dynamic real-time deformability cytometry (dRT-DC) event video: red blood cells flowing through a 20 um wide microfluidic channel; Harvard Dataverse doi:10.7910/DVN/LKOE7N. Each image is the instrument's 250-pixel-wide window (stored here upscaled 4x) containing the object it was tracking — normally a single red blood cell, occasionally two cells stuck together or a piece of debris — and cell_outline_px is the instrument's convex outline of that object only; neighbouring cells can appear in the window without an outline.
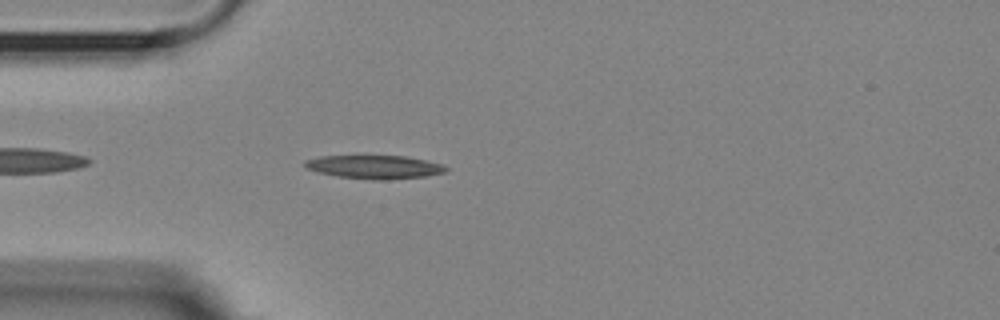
{"species": "Egyptian fruit bat (a non-hibernating species)", "species_latin": "Rousettus aegyptiacus", "temperature_condition": "room temperature", "stored_images_in_passage": 26, "camera_frame_rate_fps": 3000, "um_per_image_px": 0.085, "animal": {"sex": "female"}, "frame": {"image": 1, "passage_image": 4, "time_ms": 1.0, "image_size_px": [1000, 320], "cell_outline_px": [[448, 172], [424, 176], [380, 180], [372, 180], [336, 176], [316, 172], [304, 168], [304, 160], [320, 156], [404, 156], [444, 164], [448, 168]], "centroid_in_image_um": [31.8, 14.19], "position_along_channel_um": 53.2, "area_um2": 19.36}}
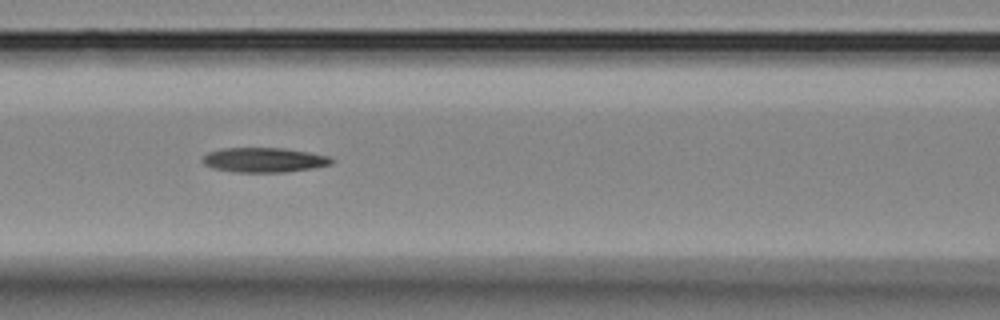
{"frame": {"image": 2, "passage_image": 12, "time_ms": 3.667, "image_size_px": [1000, 320], "cell_outline_px": [[336, 160], [332, 164], [312, 168], [284, 172], [236, 172], [212, 168], [204, 164], [200, 160], [208, 152], [224, 148], [284, 148], [332, 156]], "centroid_in_image_um": [22.47, 13.59], "position_along_channel_um": 144.1, "area_um2": 18.67}}
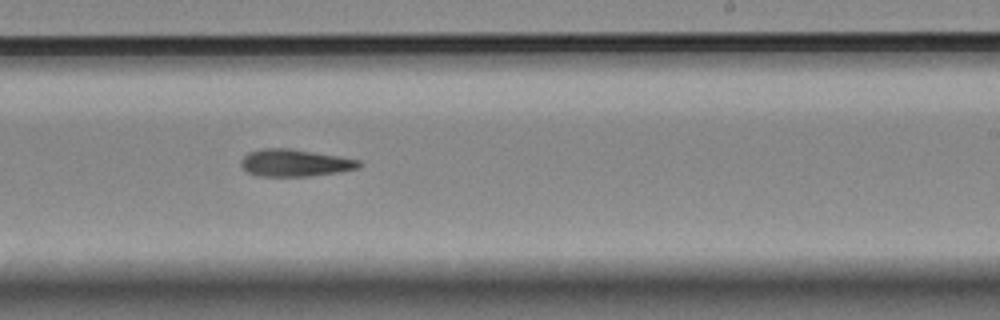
{"frame": {"image": 3, "passage_image": 22, "time_ms": 7.0, "image_size_px": [1000, 320], "cell_outline_px": [[364, 164], [360, 168], [336, 172], [308, 176], [260, 176], [248, 172], [240, 164], [240, 160], [248, 152], [264, 148], [288, 148], [340, 156], [360, 160]], "centroid_in_image_um": [25.09, 13.84], "position_along_channel_um": 263.9, "area_um2": 18.67}}